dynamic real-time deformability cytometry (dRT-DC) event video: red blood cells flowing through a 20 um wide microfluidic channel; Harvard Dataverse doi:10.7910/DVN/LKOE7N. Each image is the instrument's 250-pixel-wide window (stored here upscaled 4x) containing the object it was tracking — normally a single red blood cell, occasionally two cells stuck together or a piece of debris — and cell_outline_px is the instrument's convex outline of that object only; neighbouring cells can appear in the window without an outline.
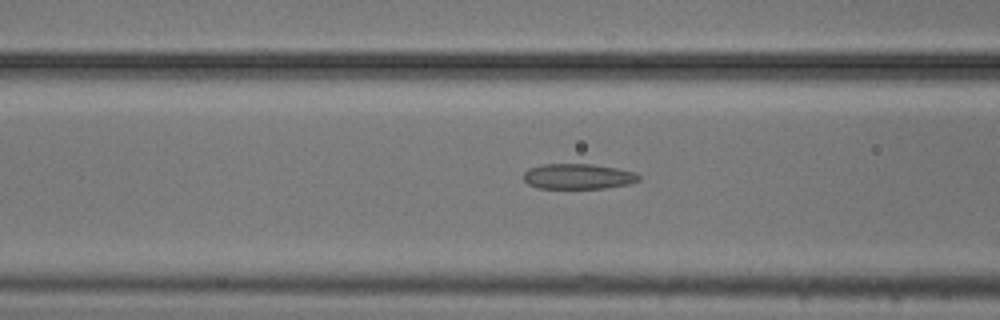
{"species": "common noctule bat (a hibernating species)", "species_latin": "Nyctalus noctula", "temperature_condition": "cold", "stored_images_in_passage": 11, "camera_frame_rate_fps": 3000, "um_per_image_px": 0.085, "animal": {"sex": "male", "body_mass_g": 20.5, "forearm_length_mm": 52.5}, "frame": {"image": 1, "passage_image": 9, "time_ms": 2.667, "image_size_px": [1000, 320], "cell_outline_px": [[640, 180], [628, 184], [608, 188], [536, 188], [528, 184], [524, 180], [524, 172], [528, 168], [540, 164], [592, 164], [616, 168], [636, 172], [640, 176]], "centroid_in_image_um": [49.13, 14.99], "position_along_channel_um": 117.5, "area_um2": 17.17}}